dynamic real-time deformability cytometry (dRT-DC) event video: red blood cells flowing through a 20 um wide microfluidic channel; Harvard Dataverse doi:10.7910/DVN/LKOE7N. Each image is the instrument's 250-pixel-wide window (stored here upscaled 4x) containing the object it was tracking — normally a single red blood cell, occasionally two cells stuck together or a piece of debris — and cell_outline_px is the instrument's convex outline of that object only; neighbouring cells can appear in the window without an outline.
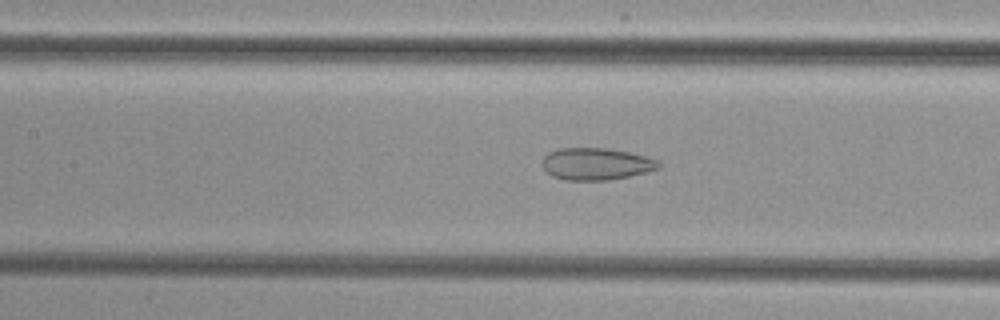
{"species": "common noctule bat (a hibernating species)", "species_latin": "Nyctalus noctula", "temperature_condition": "cold", "stored_images_in_passage": 51, "camera_frame_rate_fps": 3000, "um_per_image_px": 0.085, "animal": {"sex": "female", "body_mass_g": 29.2, "forearm_length_mm": 56.3}, "frame": {"image": 1, "passage_image": 23, "time_ms": 7.333, "image_size_px": [1000, 320], "cell_outline_px": [[660, 168], [628, 176], [608, 180], [564, 180], [552, 176], [544, 172], [540, 164], [544, 156], [548, 152], [560, 148], [608, 148], [632, 152], [648, 156], [656, 160], [660, 164]], "centroid_in_image_um": [50.62, 13.92], "position_along_channel_um": 156.8, "area_um2": 22.02}}
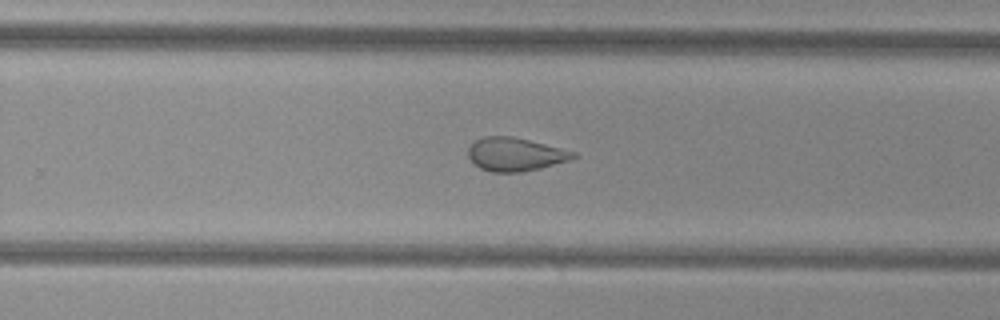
{"frame": {"image": 2, "passage_image": 33, "time_ms": 10.667, "image_size_px": [1000, 320], "cell_outline_px": [[580, 156], [572, 160], [540, 168], [520, 172], [492, 172], [480, 168], [468, 156], [468, 148], [476, 140], [484, 136], [512, 136], [576, 152]], "centroid_in_image_um": [43.83, 13.12], "position_along_channel_um": 286.0, "area_um2": 20.35}}
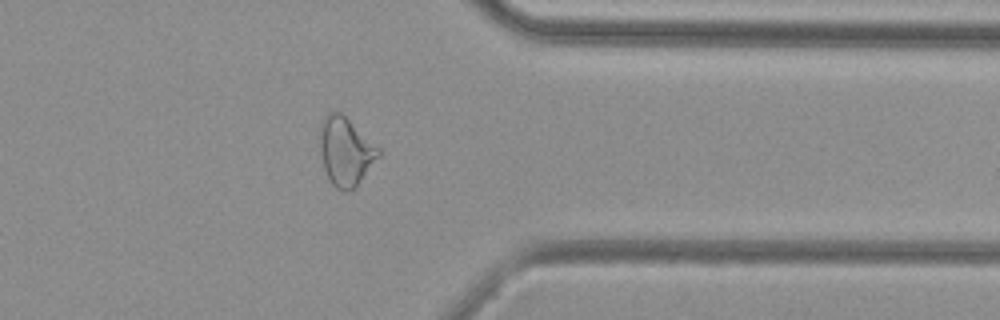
{"frame": {"image": 3, "passage_image": 41, "time_ms": 13.333, "image_size_px": [1000, 320], "cell_outline_px": [[380, 156], [356, 188], [352, 192], [344, 192], [336, 188], [332, 184], [324, 168], [320, 152], [320, 124], [324, 116], [328, 112], [340, 112], [380, 148]], "centroid_in_image_um": [29.38, 12.9], "position_along_channel_um": 382.0, "area_um2": 23.52}}